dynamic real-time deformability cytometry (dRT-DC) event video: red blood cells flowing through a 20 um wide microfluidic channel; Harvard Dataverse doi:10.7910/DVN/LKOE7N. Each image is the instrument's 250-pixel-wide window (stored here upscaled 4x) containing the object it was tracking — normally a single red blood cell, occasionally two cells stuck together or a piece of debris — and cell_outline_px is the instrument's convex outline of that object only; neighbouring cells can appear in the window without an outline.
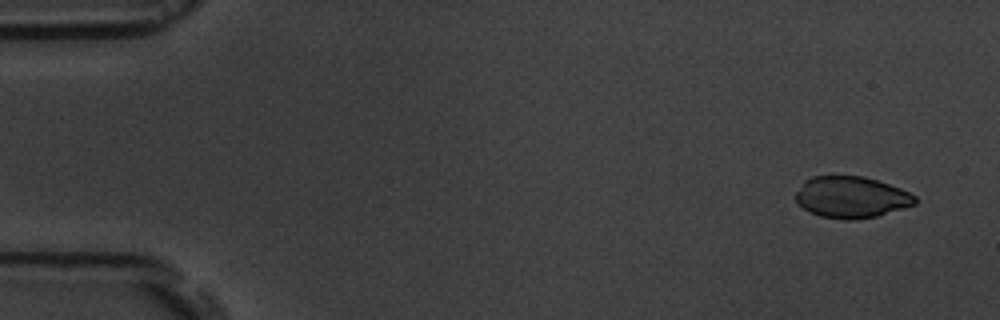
{"species": "common noctule bat (a hibernating species)", "species_latin": "Nyctalus noctula", "temperature_condition": "room temperature", "stored_images_in_passage": 5, "camera_frame_rate_fps": 3000, "um_per_image_px": 0.085, "animal": {"sex": "male", "body_mass_g": 19.5, "forearm_length_mm": 54.6}, "frame": {"image": 1, "passage_image": 1, "time_ms": 0.0, "image_size_px": [1000, 320], "cell_outline_px": [[916, 204], [876, 216], [852, 220], [844, 220], [820, 216], [808, 212], [796, 204], [792, 196], [804, 180], [812, 176], [864, 176], [900, 188], [916, 196]], "centroid_in_image_um": [72.28, 16.76], "position_along_channel_um": 12.7, "area_um2": 29.13}}